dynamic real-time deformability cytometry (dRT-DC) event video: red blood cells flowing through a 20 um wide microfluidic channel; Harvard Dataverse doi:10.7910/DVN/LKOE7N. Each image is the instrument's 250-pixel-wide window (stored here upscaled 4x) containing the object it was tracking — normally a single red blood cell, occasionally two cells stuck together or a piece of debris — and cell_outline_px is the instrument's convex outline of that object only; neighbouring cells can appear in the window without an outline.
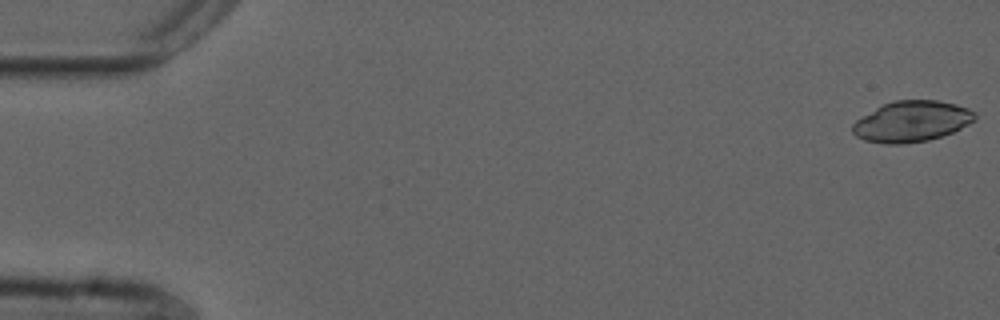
{"species": "common noctule bat (a hibernating species)", "species_latin": "Nyctalus noctula", "temperature_condition": "cold", "stored_images_in_passage": 22, "camera_frame_rate_fps": 3000, "um_per_image_px": 0.085, "animal": {"sex": "male", "forearm_length_mm": 52.5}, "frame": {"image": 1, "passage_image": 1, "time_ms": 0.0, "image_size_px": [1000, 320], "cell_outline_px": [[976, 120], [952, 132], [928, 140], [904, 144], [884, 144], [864, 140], [856, 136], [852, 132], [852, 124], [856, 120], [876, 108], [892, 100], [936, 100], [956, 104], [968, 108], [976, 116]], "centroid_in_image_um": [77.47, 10.32], "position_along_channel_um": 7.5, "area_um2": 29.02}}